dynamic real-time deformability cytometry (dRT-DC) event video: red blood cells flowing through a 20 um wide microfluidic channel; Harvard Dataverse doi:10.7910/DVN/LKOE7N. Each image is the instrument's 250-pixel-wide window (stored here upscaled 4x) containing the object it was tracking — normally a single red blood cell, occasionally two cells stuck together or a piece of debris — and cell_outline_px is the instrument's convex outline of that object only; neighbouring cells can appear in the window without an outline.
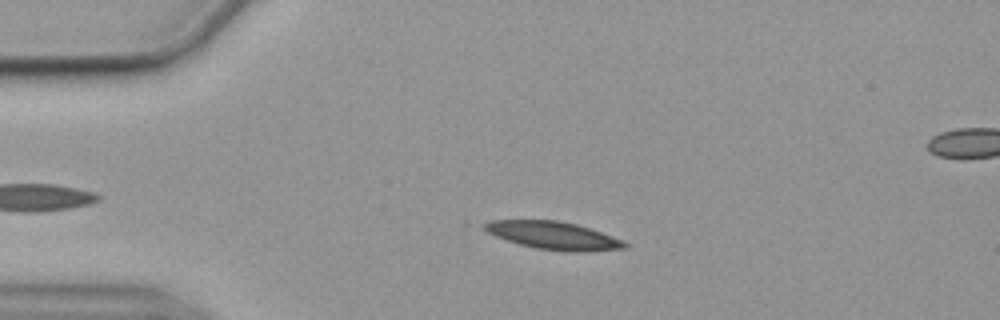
{"species": "common noctule bat (a hibernating species)", "species_latin": "Nyctalus noctula", "temperature_condition": "cold", "stored_images_in_passage": 48, "camera_frame_rate_fps": 3000, "um_per_image_px": 0.085, "animal": {"sex": "female", "body_mass_g": 19.9}, "frame": {"image": 1, "passage_image": 12, "time_ms": 3.667, "image_size_px": [1000, 320], "cell_outline_px": [[628, 248], [584, 252], [564, 252], [536, 248], [520, 244], [496, 236], [488, 232], [476, 224], [488, 220], [560, 220], [576, 224], [624, 240], [628, 244]], "centroid_in_image_um": [47.01, 20.01], "position_along_channel_um": 38.0, "area_um2": 23.0}}
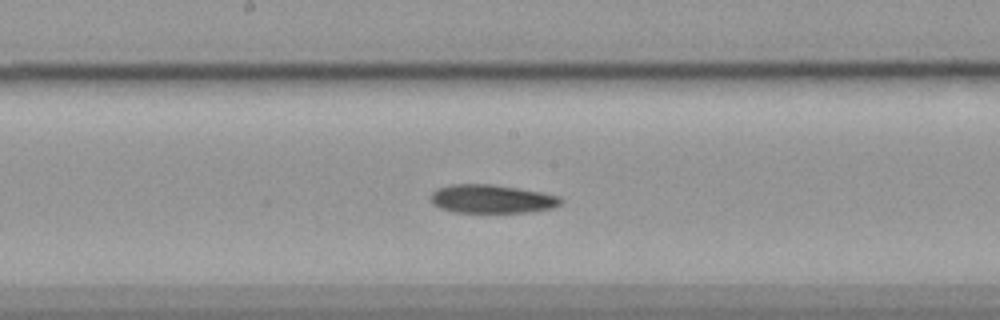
{"frame": {"image": 2, "passage_image": 29, "time_ms": 9.333, "image_size_px": [1000, 320], "cell_outline_px": [[564, 200], [560, 204], [552, 208], [528, 212], [452, 212], [440, 208], [432, 204], [428, 196], [436, 188], [452, 184], [492, 184], [540, 192], [560, 196]], "centroid_in_image_um": [41.75, 16.91], "position_along_channel_um": 206.5, "area_um2": 21.73}}
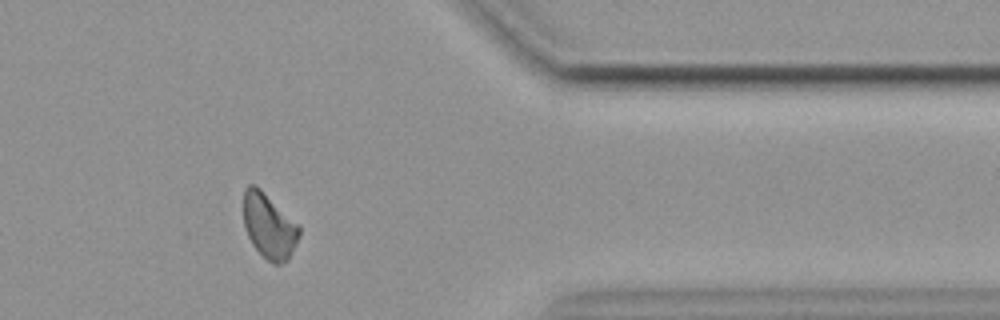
{"frame": {"image": 3, "passage_image": 46, "time_ms": 15.0, "image_size_px": [1000, 320], "cell_outline_px": [[300, 236], [288, 260], [280, 264], [272, 264], [252, 244], [248, 236], [244, 224], [244, 188], [248, 184], [256, 184], [300, 224]], "centroid_in_image_um": [22.89, 19.18], "position_along_channel_um": 388.5, "area_um2": 21.33}}